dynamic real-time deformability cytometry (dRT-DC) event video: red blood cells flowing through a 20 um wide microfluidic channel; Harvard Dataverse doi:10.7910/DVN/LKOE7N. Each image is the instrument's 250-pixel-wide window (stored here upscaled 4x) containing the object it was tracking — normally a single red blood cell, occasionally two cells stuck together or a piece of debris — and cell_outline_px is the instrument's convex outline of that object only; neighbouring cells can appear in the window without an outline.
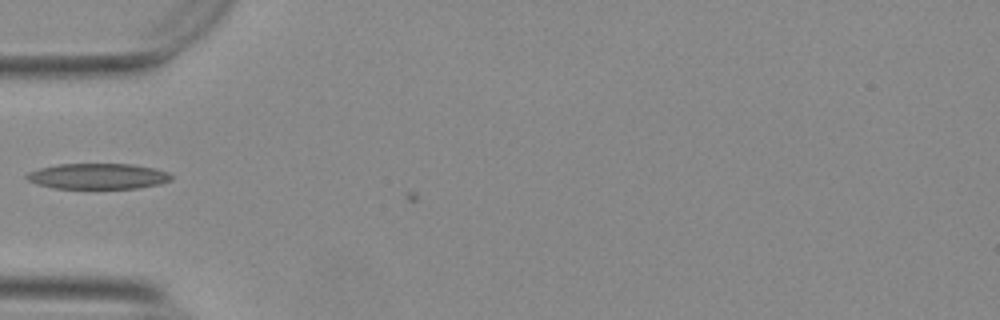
{"species": "Egyptian fruit bat (a non-hibernating species)", "species_latin": "Rousettus aegyptiacus", "temperature_condition": "warm", "stored_images_in_passage": 8, "camera_frame_rate_fps": 3000, "um_per_image_px": 0.085, "animal": {"sex": "female"}, "frame": {"image": 1, "passage_image": 7, "time_ms": 2.0, "image_size_px": [1000, 320], "cell_outline_px": [[172, 180], [160, 184], [136, 188], [56, 188], [36, 184], [28, 180], [24, 176], [28, 172], [40, 168], [56, 164], [132, 164], [156, 168], [168, 172], [172, 176]], "centroid_in_image_um": [8.33, 14.97], "position_along_channel_um": 76.7, "area_um2": 21.68}}